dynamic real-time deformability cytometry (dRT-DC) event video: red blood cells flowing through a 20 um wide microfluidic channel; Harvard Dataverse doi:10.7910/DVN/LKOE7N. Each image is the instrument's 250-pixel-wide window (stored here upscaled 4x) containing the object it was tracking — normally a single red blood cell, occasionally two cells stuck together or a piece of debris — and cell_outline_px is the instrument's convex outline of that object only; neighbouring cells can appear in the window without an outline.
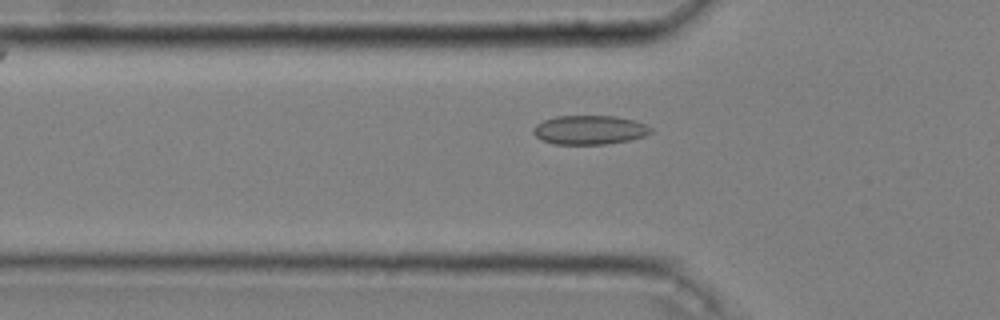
{"species": "common noctule bat (a hibernating species)", "species_latin": "Nyctalus noctula", "temperature_condition": "cold", "stored_images_in_passage": 47, "camera_frame_rate_fps": 3000, "um_per_image_px": 0.085, "animal": {"sex": "male", "body_mass_g": 20.4}, "frame": {"image": 1, "passage_image": 17, "time_ms": 5.333, "image_size_px": [1000, 320], "cell_outline_px": [[652, 132], [644, 136], [628, 140], [604, 144], [556, 144], [540, 140], [532, 132], [532, 128], [536, 124], [544, 120], [556, 116], [616, 116], [632, 120], [644, 124], [652, 128]], "centroid_in_image_um": [50.07, 11.04], "position_along_channel_um": 75.7, "area_um2": 19.83}}
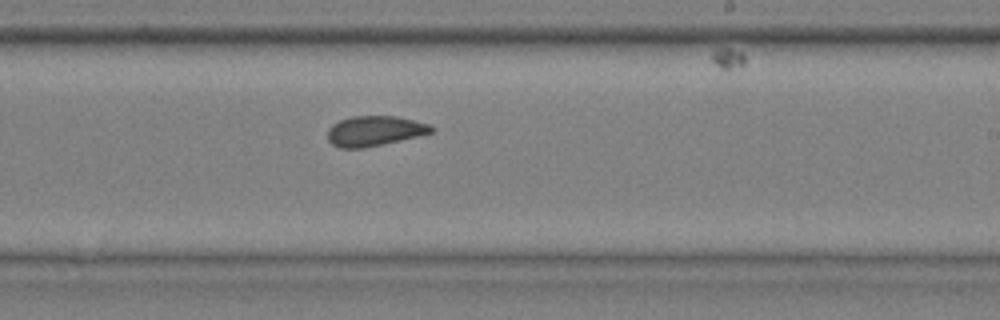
{"frame": {"image": 2, "passage_image": 32, "time_ms": 10.333, "image_size_px": [1000, 320], "cell_outline_px": [[436, 128], [432, 132], [400, 140], [364, 148], [340, 148], [332, 144], [328, 140], [328, 128], [332, 124], [340, 120], [352, 116], [396, 116], [428, 124]], "centroid_in_image_um": [31.8, 11.13], "position_along_channel_um": 257.2, "area_um2": 18.03}}
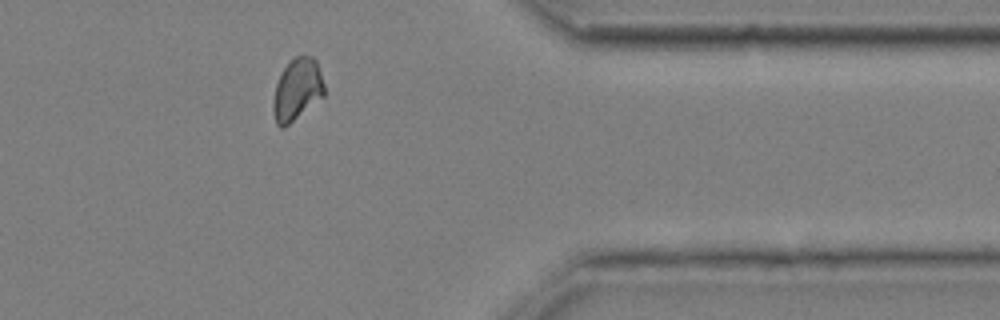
{"frame": {"image": 3, "passage_image": 44, "time_ms": 14.333, "image_size_px": [1000, 320], "cell_outline_px": [[324, 96], [284, 128], [280, 128], [276, 124], [272, 108], [272, 100], [276, 84], [280, 72], [296, 56], [312, 56], [316, 60], [324, 84]], "centroid_in_image_um": [25.23, 7.63], "position_along_channel_um": 386.2, "area_um2": 18.44}, "authors_computed_cell_mechanics": {"area_um2": 18.7272, "velocity_mm_per_s": 3.6261, "shape_relaxation_time_tau1_ms": 8.4452, "shape_relaxation_time_tau2_ms": 1.5219, "deformation_change_tau1": 0.0903, "deformation_change_tau2": 0.0621}}